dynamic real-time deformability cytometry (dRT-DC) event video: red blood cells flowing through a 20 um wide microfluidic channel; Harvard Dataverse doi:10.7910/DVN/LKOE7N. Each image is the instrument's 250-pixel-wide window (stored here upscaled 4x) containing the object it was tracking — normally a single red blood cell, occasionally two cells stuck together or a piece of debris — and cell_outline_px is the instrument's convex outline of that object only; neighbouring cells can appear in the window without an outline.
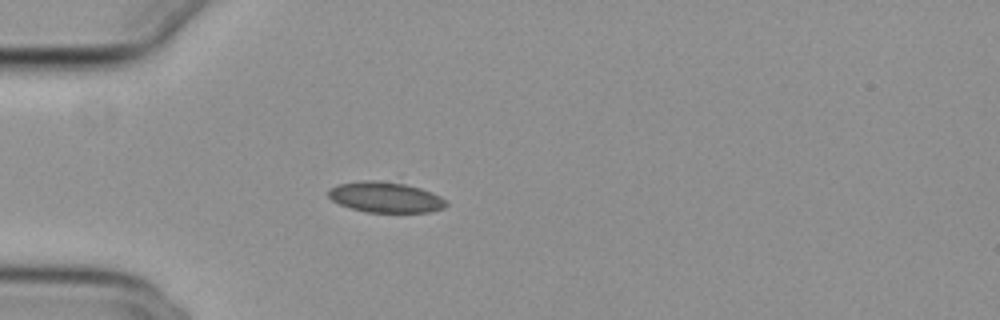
{"species": "common noctule bat (a hibernating species)", "species_latin": "Nyctalus noctula", "temperature_condition": "cold", "stored_images_in_passage": 39, "camera_frame_rate_fps": 3000, "um_per_image_px": 0.085, "animal": {"sex": "female", "body_mass_g": 29.2, "forearm_length_mm": 56.3}, "frame": {"image": 1, "passage_image": 1, "time_ms": 0.0, "image_size_px": [1000, 320], "cell_outline_px": [[448, 204], [444, 208], [432, 212], [368, 212], [352, 208], [340, 204], [332, 200], [328, 196], [328, 188], [336, 184], [360, 180], [376, 180], [404, 184], [420, 188], [440, 196]], "centroid_in_image_um": [32.73, 16.75], "position_along_channel_um": 52.3, "area_um2": 20.98}}
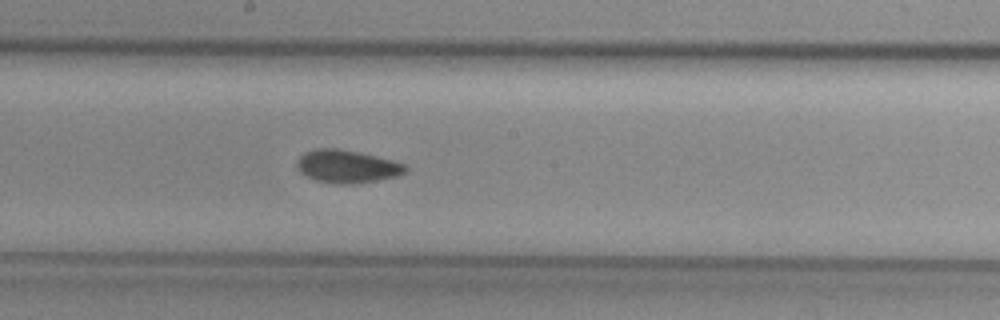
{"frame": {"image": 2, "passage_image": 15, "time_ms": 4.667, "image_size_px": [1000, 320], "cell_outline_px": [[408, 168], [404, 172], [396, 176], [376, 180], [352, 184], [340, 184], [316, 180], [300, 172], [296, 168], [296, 160], [304, 152], [316, 148], [340, 148], [360, 152], [408, 164]], "centroid_in_image_um": [29.48, 14.12], "position_along_channel_um": 218.7, "area_um2": 20.87}}
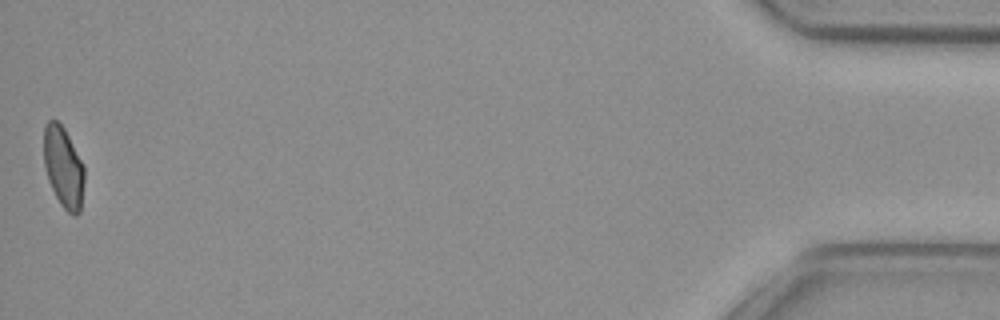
{"frame": {"image": 3, "passage_image": 39, "time_ms": 12.667, "image_size_px": [1000, 320], "cell_outline_px": [[84, 184], [80, 212], [76, 216], [72, 216], [60, 204], [48, 180], [44, 164], [44, 124], [48, 120], [56, 120], [64, 128], [84, 168]], "centroid_in_image_um": [5.38, 14.24], "position_along_channel_um": 429.8, "area_um2": 18.96}, "authors_computed_cell_mechanics": {"area_um2": 20.0566, "velocity_mm_per_s": 3.8385, "shape_relaxation_time_tau1_ms": null, "shape_relaxation_time_tau2_ms": 3.3256, "deformation_change_tau1": null, "deformation_change_tau2": 0.0689}}